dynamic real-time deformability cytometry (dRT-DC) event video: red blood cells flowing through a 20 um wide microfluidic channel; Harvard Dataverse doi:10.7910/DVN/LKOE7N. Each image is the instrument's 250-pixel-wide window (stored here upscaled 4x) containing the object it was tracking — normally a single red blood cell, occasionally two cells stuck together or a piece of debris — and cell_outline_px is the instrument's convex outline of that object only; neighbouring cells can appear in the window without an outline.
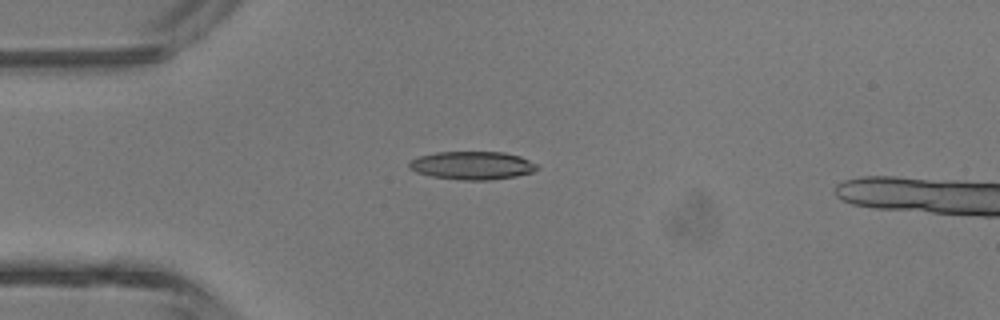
{"species": "common noctule bat (a hibernating species)", "species_latin": "Nyctalus noctula", "temperature_condition": "room temperature", "stored_images_in_passage": 4, "camera_frame_rate_fps": 3000, "um_per_image_px": 0.085, "animal": {"sex": "male", "body_mass_g": 13.3}, "frame": {"image": 1, "passage_image": 3, "time_ms": 2.333, "image_size_px": [1000, 320], "cell_outline_px": [[540, 168], [532, 172], [516, 176], [488, 180], [464, 180], [432, 176], [416, 172], [408, 168], [408, 164], [412, 160], [420, 156], [436, 152], [504, 152], [520, 156], [540, 164]], "centroid_in_image_um": [40.19, 14.06], "position_along_channel_um": 44.8, "area_um2": 21.04}}